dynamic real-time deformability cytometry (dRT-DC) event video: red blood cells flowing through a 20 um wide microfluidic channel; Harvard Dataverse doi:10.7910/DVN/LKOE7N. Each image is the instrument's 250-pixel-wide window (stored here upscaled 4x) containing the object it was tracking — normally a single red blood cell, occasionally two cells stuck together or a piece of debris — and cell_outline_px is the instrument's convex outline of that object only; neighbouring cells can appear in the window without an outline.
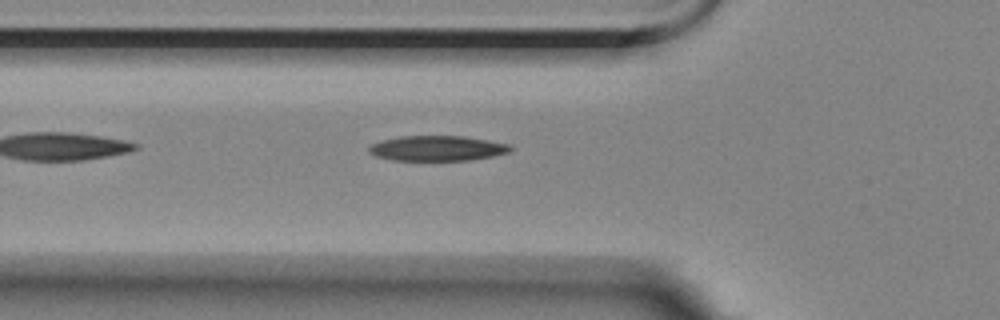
{"species": "Egyptian fruit bat (a non-hibernating species)", "species_latin": "Rousettus aegyptiacus", "temperature_condition": "room temperature", "stored_images_in_passage": 5, "camera_frame_rate_fps": 3000, "um_per_image_px": 0.085, "animal": {"sex": "female"}, "frame": {"image": 1, "passage_image": 5, "time_ms": 4.667, "image_size_px": [1000, 320], "cell_outline_px": [[512, 148], [508, 152], [492, 156], [472, 160], [392, 160], [376, 156], [368, 152], [368, 148], [372, 144], [380, 140], [400, 136], [464, 136], [488, 140], [508, 144]], "centroid_in_image_um": [37.13, 12.6], "position_along_channel_um": 88.7, "area_um2": 20.69}}